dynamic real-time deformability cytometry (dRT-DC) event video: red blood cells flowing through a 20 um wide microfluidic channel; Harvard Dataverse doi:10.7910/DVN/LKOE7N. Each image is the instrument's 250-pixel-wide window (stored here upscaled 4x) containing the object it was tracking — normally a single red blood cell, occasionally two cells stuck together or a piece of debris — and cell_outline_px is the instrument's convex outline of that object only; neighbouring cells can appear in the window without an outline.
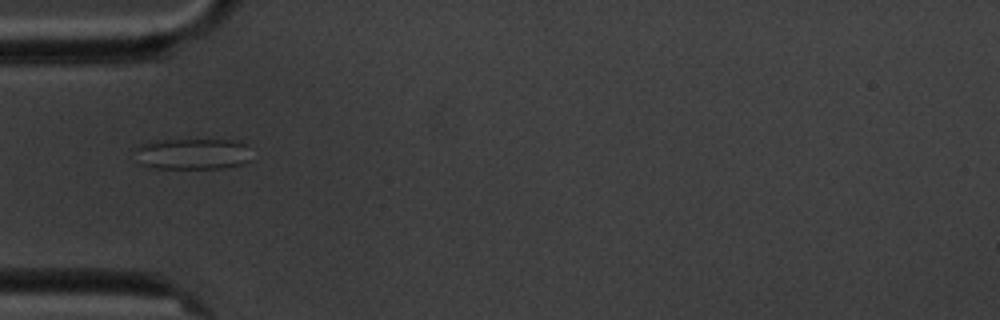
{"species": "common noctule bat (a hibernating species)", "species_latin": "Nyctalus noctula", "temperature_condition": "cold", "stored_images_in_passage": 7, "camera_frame_rate_fps": 3000, "um_per_image_px": 0.085, "animal": {"sex": "male", "body_mass_g": 20.1, "forearm_length_mm": 53.5}, "frame": {"image": 1, "passage_image": 6, "time_ms": 5.667, "image_size_px": [1000, 320], "cell_outline_px": [[248, 160], [240, 164], [220, 168], [156, 168], [140, 164], [136, 160], [132, 148], [140, 144], [152, 140], [232, 140], [248, 144]], "centroid_in_image_um": [16.25, 13.07], "position_along_channel_um": 68.7, "area_um2": 21.27}}
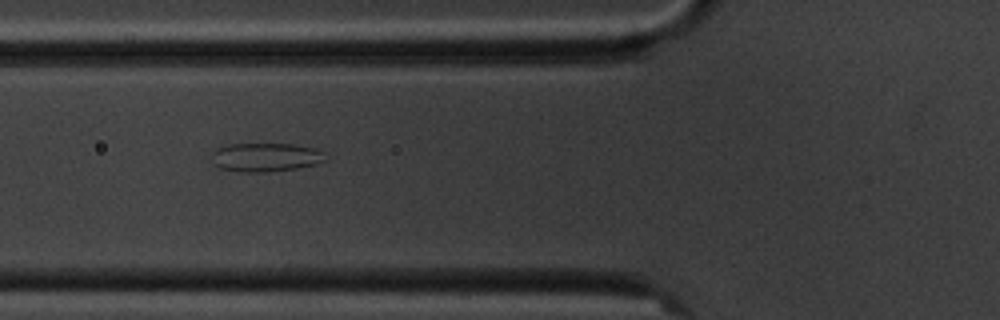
{"frame": {"image": 2, "passage_image": 7, "time_ms": 6.667, "image_size_px": [1000, 320], "cell_outline_px": [[328, 160], [316, 164], [296, 168], [264, 172], [240, 172], [220, 168], [212, 164], [212, 152], [216, 148], [228, 144], [292, 144], [316, 148], [324, 152]], "centroid_in_image_um": [22.57, 13.36], "position_along_channel_um": 103.2, "area_um2": 19.25}}